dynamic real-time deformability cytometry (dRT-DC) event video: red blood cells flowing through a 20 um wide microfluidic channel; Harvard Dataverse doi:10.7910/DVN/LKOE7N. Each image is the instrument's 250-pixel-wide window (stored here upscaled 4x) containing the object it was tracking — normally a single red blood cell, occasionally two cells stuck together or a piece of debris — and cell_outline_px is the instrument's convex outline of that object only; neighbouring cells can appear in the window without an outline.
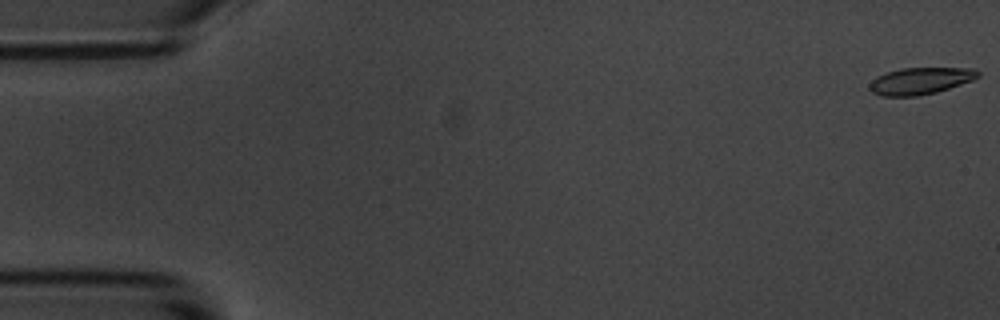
{"species": "common noctule bat (a hibernating species)", "species_latin": "Nyctalus noctula", "temperature_condition": "room temperature", "stored_images_in_passage": 8, "camera_frame_rate_fps": 3000, "um_per_image_px": 0.085, "animal": {"sex": "male", "body_mass_g": 20.1, "forearm_length_mm": 53.5}, "frame": {"image": 1, "passage_image": 1, "time_ms": 0.0, "image_size_px": [1000, 320], "cell_outline_px": [[980, 76], [972, 80], [936, 92], [916, 96], [880, 96], [872, 92], [868, 88], [868, 84], [876, 76], [900, 68], [976, 68], [980, 72]], "centroid_in_image_um": [78.2, 6.87], "position_along_channel_um": 6.8, "area_um2": 16.99}}